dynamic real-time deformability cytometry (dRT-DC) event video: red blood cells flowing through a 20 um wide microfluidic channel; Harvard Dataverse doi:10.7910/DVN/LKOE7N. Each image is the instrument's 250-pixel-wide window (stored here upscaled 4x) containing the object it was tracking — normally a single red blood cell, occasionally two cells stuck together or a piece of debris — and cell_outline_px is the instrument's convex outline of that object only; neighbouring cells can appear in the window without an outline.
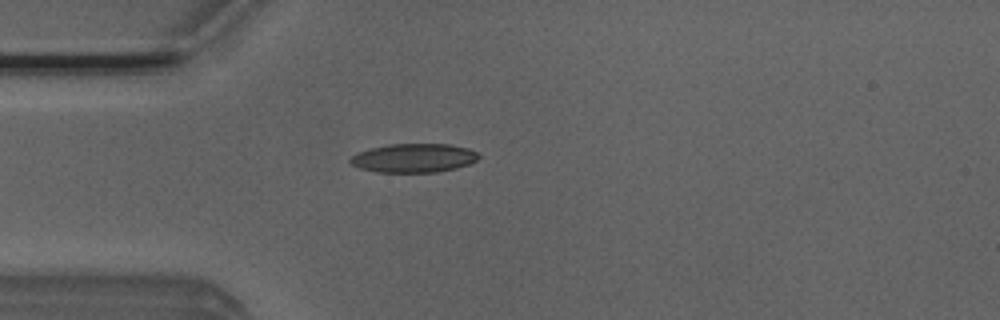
{"species": "Egyptian fruit bat (a non-hibernating species)", "species_latin": "Rousettus aegyptiacus", "temperature_condition": "room temperature", "stored_images_in_passage": 39, "camera_frame_rate_fps": 3000, "um_per_image_px": 0.085, "animal": {"sex": "male"}, "frame": {"image": 1, "passage_image": 1, "time_ms": 0.0, "image_size_px": [1000, 320], "cell_outline_px": [[480, 156], [476, 160], [468, 164], [456, 168], [436, 172], [376, 172], [360, 168], [352, 164], [348, 160], [356, 152], [388, 144], [448, 144], [468, 148], [476, 152]], "centroid_in_image_um": [35.15, 13.43], "position_along_channel_um": 49.9, "area_um2": 21.5}}
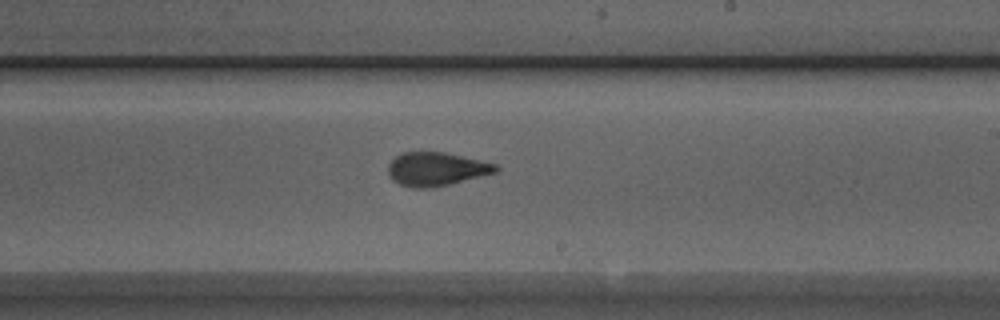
{"frame": {"image": 2, "passage_image": 17, "time_ms": 5.333, "image_size_px": [1000, 320], "cell_outline_px": [[500, 168], [496, 172], [432, 188], [412, 188], [400, 184], [392, 180], [388, 176], [388, 164], [396, 156], [404, 152], [444, 152], [496, 164]], "centroid_in_image_um": [37.04, 14.37], "position_along_channel_um": 252.0, "area_um2": 20.87}}
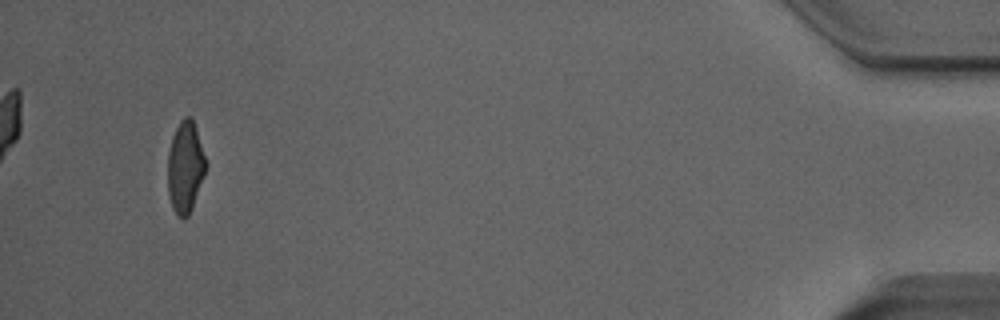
{"frame": {"image": 3, "passage_image": 36, "time_ms": 11.667, "image_size_px": [1000, 320], "cell_outline_px": [[208, 164], [204, 176], [192, 208], [188, 216], [184, 220], [172, 208], [168, 196], [168, 152], [172, 136], [180, 120], [184, 116], [188, 116], [192, 120], [196, 128]], "centroid_in_image_um": [15.75, 14.2], "position_along_channel_um": 419.4, "area_um2": 20.4}, "authors_computed_cell_mechanics": {"area_um2": 20.9814, "velocity_mm_per_s": 3.9576, "shape_relaxation_time_tau1_ms": 4.6016, "shape_relaxation_time_tau2_ms": 1.2775, "deformation_change_tau1": 0.1618, "deformation_change_tau2": 0.0837}}